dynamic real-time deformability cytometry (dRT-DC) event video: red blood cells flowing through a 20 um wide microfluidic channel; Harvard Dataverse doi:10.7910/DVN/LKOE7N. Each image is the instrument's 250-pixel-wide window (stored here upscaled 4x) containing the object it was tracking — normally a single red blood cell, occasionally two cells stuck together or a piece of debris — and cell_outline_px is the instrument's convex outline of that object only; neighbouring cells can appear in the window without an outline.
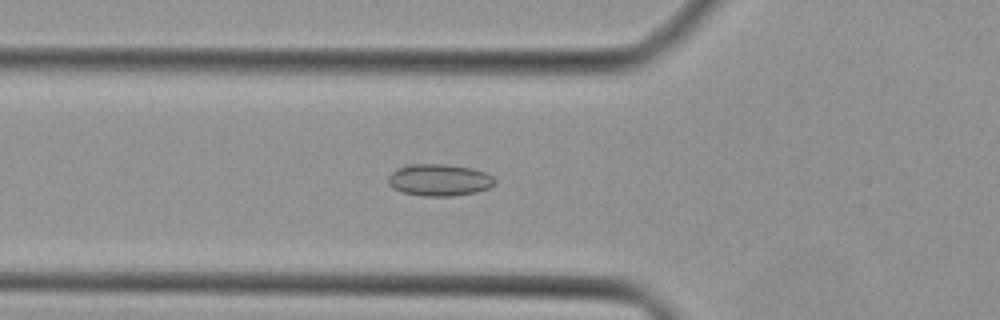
{"species": "Egyptian fruit bat (a non-hibernating species)", "species_latin": "Rousettus aegyptiacus", "temperature_condition": "cold", "stored_images_in_passage": 33, "camera_frame_rate_fps": 3000, "um_per_image_px": 0.085, "animal": {"sex": "female"}, "frame": {"image": 1, "passage_image": 15, "time_ms": 4.667, "image_size_px": [1000, 320], "cell_outline_px": [[496, 184], [488, 188], [476, 192], [452, 196], [424, 196], [404, 192], [392, 188], [388, 184], [388, 176], [392, 172], [404, 164], [448, 164], [472, 168], [484, 172], [492, 176], [496, 180]], "centroid_in_image_um": [37.33, 15.29], "position_along_channel_um": 88.5, "area_um2": 19.94}}
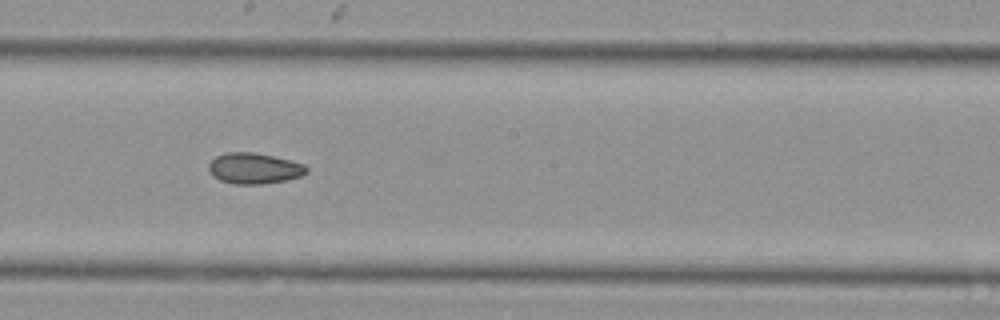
{"frame": {"image": 2, "passage_image": 24, "time_ms": 7.667, "image_size_px": [1000, 320], "cell_outline_px": [[308, 172], [300, 176], [284, 180], [260, 184], [232, 184], [220, 180], [212, 176], [208, 172], [208, 164], [216, 156], [224, 152], [256, 152], [304, 164], [308, 168]], "centroid_in_image_um": [21.55, 14.3], "position_along_channel_um": 226.6, "area_um2": 17.63}}
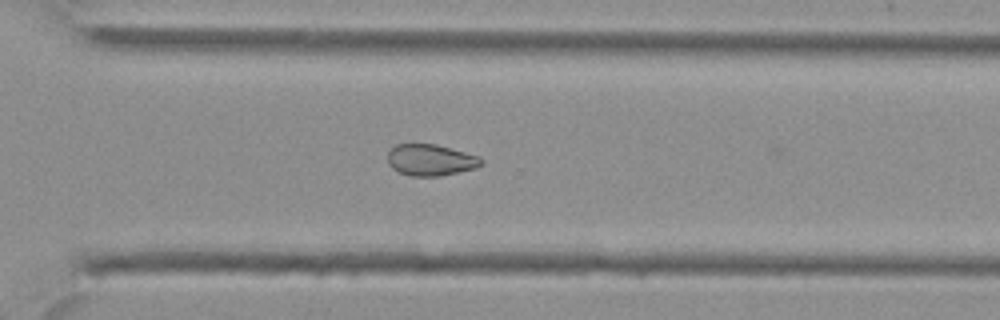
{"frame": {"image": 3, "passage_image": 31, "time_ms": 10.0, "image_size_px": [1000, 320], "cell_outline_px": [[484, 164], [476, 168], [440, 176], [408, 176], [392, 168], [388, 164], [388, 152], [396, 144], [436, 144], [480, 156], [484, 160]], "centroid_in_image_um": [36.63, 13.6], "position_along_channel_um": 334.0, "area_um2": 17.28}}